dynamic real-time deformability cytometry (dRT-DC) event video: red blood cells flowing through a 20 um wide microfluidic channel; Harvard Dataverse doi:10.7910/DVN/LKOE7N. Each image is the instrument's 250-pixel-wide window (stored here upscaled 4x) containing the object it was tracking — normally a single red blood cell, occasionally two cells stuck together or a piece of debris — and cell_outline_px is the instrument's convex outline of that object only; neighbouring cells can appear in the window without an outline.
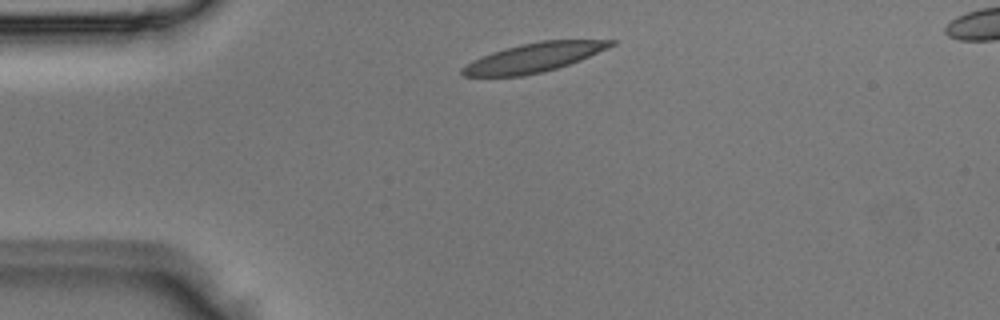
{"species": "Egyptian fruit bat (a non-hibernating species)", "species_latin": "Rousettus aegyptiacus", "temperature_condition": "room temperature", "stored_images_in_passage": 2, "camera_frame_rate_fps": 3000, "um_per_image_px": 0.085, "animal": {"sex": "male"}, "frame": {"image": 1, "passage_image": 1, "time_ms": 0.0, "image_size_px": [1000, 320], "cell_outline_px": [[616, 44], [608, 48], [580, 60], [544, 72], [524, 76], [464, 76], [460, 72], [460, 68], [472, 60], [492, 52], [504, 48], [544, 40], [616, 40]], "centroid_in_image_um": [45.36, 4.9], "position_along_channel_um": 39.6, "area_um2": 25.03}}